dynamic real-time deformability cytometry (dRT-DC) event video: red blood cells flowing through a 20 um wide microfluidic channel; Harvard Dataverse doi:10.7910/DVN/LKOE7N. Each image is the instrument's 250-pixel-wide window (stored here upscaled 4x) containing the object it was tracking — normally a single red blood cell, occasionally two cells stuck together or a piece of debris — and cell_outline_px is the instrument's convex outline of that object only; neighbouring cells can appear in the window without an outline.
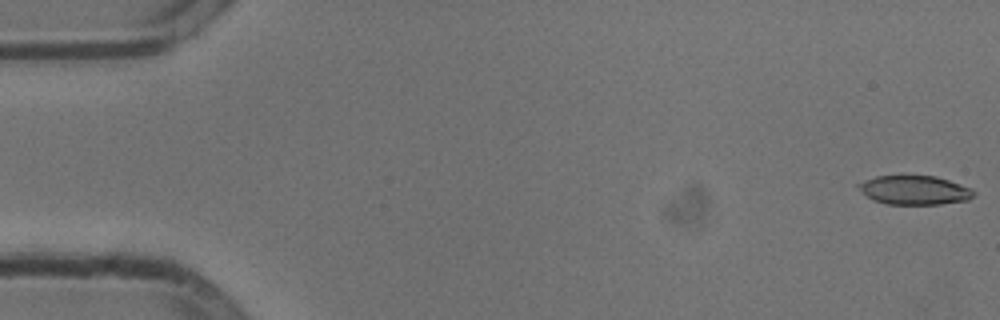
{"species": "common noctule bat (a hibernating species)", "species_latin": "Nyctalus noctula", "temperature_condition": "cold", "stored_images_in_passage": 23, "camera_frame_rate_fps": 3000, "um_per_image_px": 0.085, "animal": {"sex": "male", "body_mass_g": 13.3}, "frame": {"image": 1, "passage_image": 1, "time_ms": 0.0, "image_size_px": [1000, 320], "cell_outline_px": [[976, 192], [968, 200], [940, 204], [888, 204], [872, 200], [856, 184], [876, 176], [936, 176], [972, 188]], "centroid_in_image_um": [77.77, 16.16], "position_along_channel_um": 7.2, "area_um2": 19.25}}
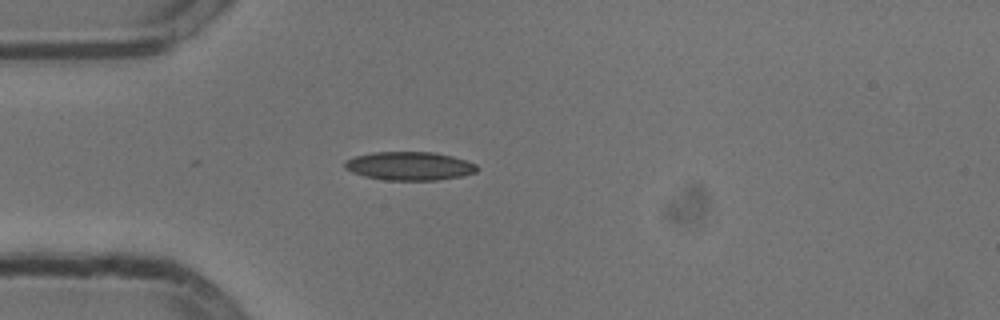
{"frame": {"image": 2, "passage_image": 15, "time_ms": 4.667, "image_size_px": [1000, 320], "cell_outline_px": [[480, 168], [476, 172], [464, 176], [436, 180], [384, 180], [364, 176], [352, 172], [344, 168], [344, 160], [356, 156], [372, 152], [432, 152], [452, 156], [476, 164]], "centroid_in_image_um": [34.8, 14.11], "position_along_channel_um": 50.2, "area_um2": 22.08}}
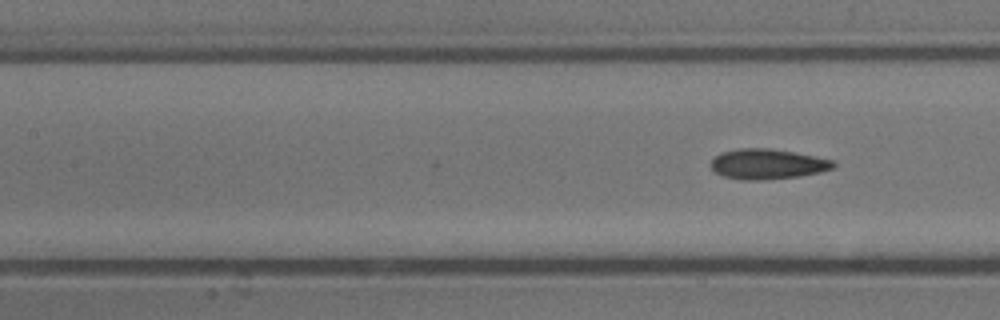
{"frame": {"image": 3, "passage_image": 23, "time_ms": 7.333, "image_size_px": [1000, 320], "cell_outline_px": [[836, 168], [820, 172], [800, 176], [760, 180], [740, 180], [724, 176], [716, 172], [712, 168], [712, 160], [720, 152], [740, 148], [772, 148], [836, 160]], "centroid_in_image_um": [65.29, 13.94], "position_along_channel_um": 142.1, "area_um2": 21.68}}